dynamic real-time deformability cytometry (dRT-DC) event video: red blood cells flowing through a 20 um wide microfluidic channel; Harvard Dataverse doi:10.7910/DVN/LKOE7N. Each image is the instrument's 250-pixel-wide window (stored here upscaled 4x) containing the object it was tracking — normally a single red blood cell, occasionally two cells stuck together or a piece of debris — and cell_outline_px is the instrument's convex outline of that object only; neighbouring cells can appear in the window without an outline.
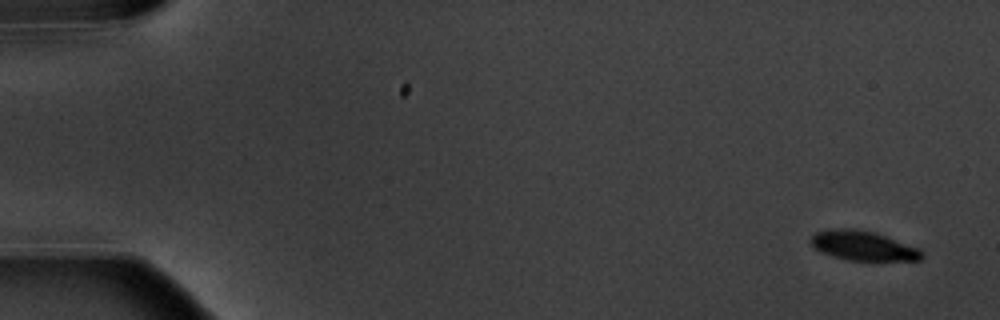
{"species": "common noctule bat (a hibernating species)", "species_latin": "Nyctalus noctula", "temperature_condition": "warm", "stored_images_in_passage": 15, "camera_frame_rate_fps": 3000, "um_per_image_px": 0.085, "animal": {"sex": "male", "body_mass_g": 20.1, "forearm_length_mm": 53.5}, "frame": {"image": 1, "passage_image": 1, "time_ms": 0.0, "image_size_px": [1000, 320], "cell_outline_px": [[924, 256], [920, 260], [848, 260], [832, 256], [820, 252], [808, 240], [816, 232], [836, 228], [856, 228], [876, 232], [920, 248], [924, 252]], "centroid_in_image_um": [73.39, 20.87], "position_along_channel_um": 11.6, "area_um2": 19.31}}
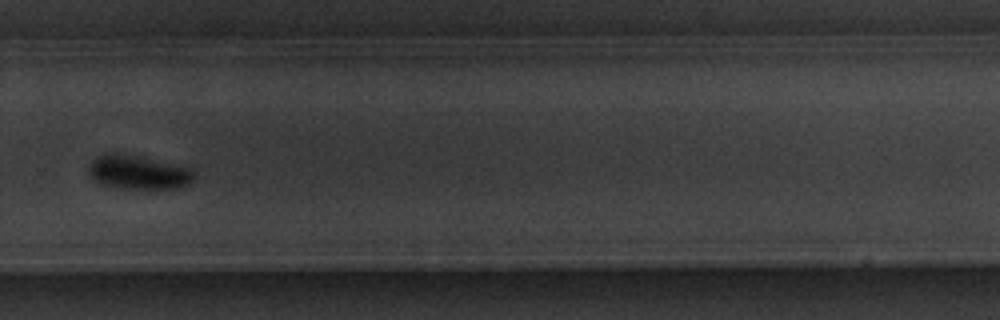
{"frame": {"image": 2, "passage_image": 11, "time_ms": 12.667, "image_size_px": [1000, 320], "cell_outline_px": [[196, 176], [188, 184], [180, 188], [120, 188], [100, 184], [92, 180], [88, 172], [88, 164], [96, 156], [136, 156], [196, 168]], "centroid_in_image_um": [11.82, 14.68], "position_along_channel_um": 318.0, "area_um2": 20.58}}
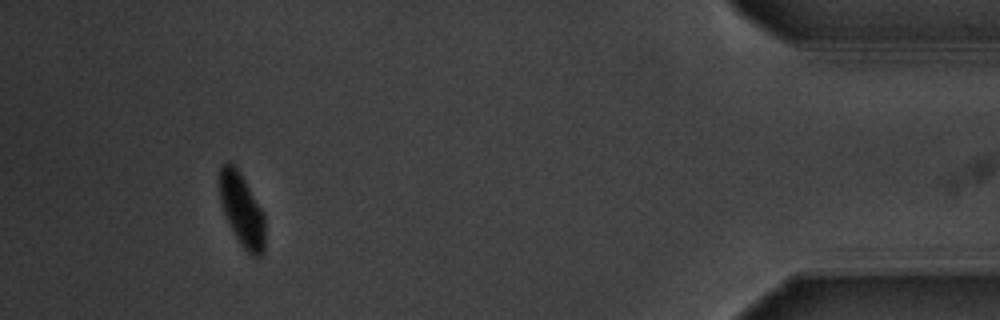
{"frame": {"image": 3, "passage_image": 14, "time_ms": 17.0, "image_size_px": [1000, 320], "cell_outline_px": [[264, 252], [260, 256], [252, 256], [240, 244], [224, 212], [220, 200], [220, 164], [228, 160], [236, 164], [264, 212]], "centroid_in_image_um": [20.57, 17.77], "position_along_channel_um": 414.6, "area_um2": 19.36}, "authors_computed_cell_mechanics": {"area_um2": 21.2126, "velocity_mm_per_s": 3.5607, "shape_relaxation_time_tau1_ms": 1.0342, "shape_relaxation_time_tau2_ms": null, "deformation_change_tau1": 0.0828, "deformation_change_tau2": null}}